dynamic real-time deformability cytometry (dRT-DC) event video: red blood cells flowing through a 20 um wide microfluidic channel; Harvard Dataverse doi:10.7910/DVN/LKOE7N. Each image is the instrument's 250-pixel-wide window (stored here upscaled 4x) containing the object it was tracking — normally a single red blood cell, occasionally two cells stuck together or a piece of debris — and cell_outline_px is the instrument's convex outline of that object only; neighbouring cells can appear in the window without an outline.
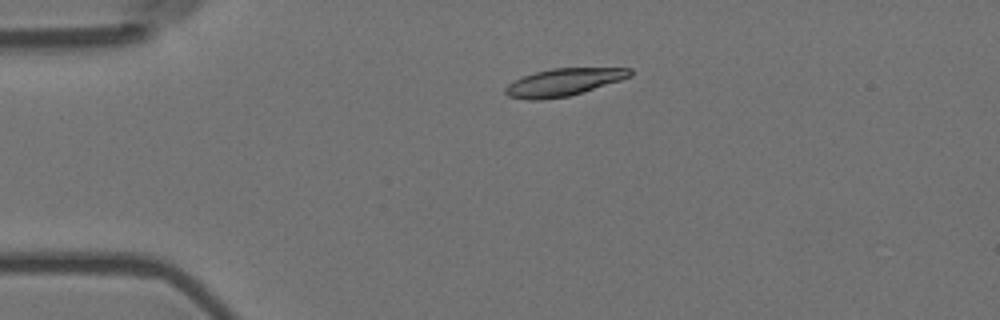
{"species": "Egyptian fruit bat (a non-hibernating species)", "species_latin": "Rousettus aegyptiacus", "temperature_condition": "room temperature", "stored_images_in_passage": 5, "camera_frame_rate_fps": 3000, "um_per_image_px": 0.085, "animal": {"sex": "female"}, "frame": {"image": 1, "passage_image": 4, "time_ms": 1.0, "image_size_px": [1000, 320], "cell_outline_px": [[632, 76], [620, 80], [568, 96], [540, 100], [528, 100], [508, 96], [504, 92], [504, 88], [508, 84], [524, 76], [536, 72], [552, 68], [632, 68]], "centroid_in_image_um": [47.88, 6.99], "position_along_channel_um": 37.1, "area_um2": 19.65}}